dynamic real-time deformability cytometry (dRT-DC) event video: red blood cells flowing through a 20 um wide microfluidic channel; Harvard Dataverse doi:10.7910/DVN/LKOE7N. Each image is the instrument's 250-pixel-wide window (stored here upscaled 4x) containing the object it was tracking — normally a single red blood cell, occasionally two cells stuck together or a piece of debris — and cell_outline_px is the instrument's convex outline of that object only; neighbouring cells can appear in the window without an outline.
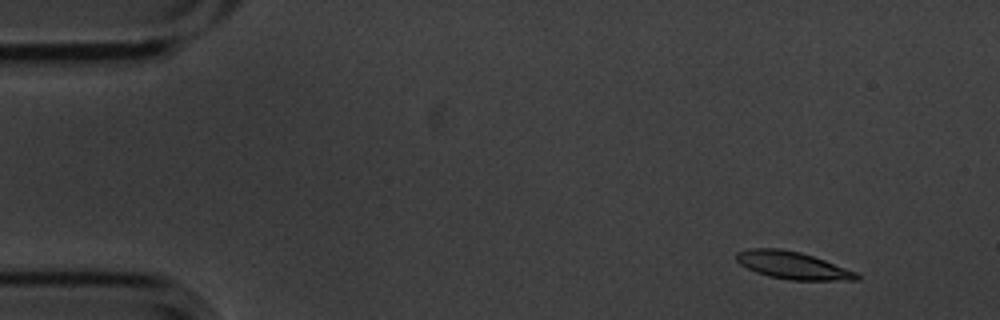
{"species": "common noctule bat (a hibernating species)", "species_latin": "Nyctalus noctula", "temperature_condition": "cold", "stored_images_in_passage": 5, "camera_frame_rate_fps": 3000, "um_per_image_px": 0.085, "animal": {"sex": "male", "body_mass_g": 20.1, "forearm_length_mm": 53.5}, "frame": {"image": 1, "passage_image": 2, "time_ms": 0.333, "image_size_px": [1000, 320], "cell_outline_px": [[860, 280], [788, 280], [768, 276], [756, 272], [740, 264], [736, 260], [736, 252], [748, 248], [780, 248], [800, 252], [824, 260], [856, 272], [860, 276]], "centroid_in_image_um": [67.34, 22.55], "position_along_channel_um": 17.7, "area_um2": 19.19}}
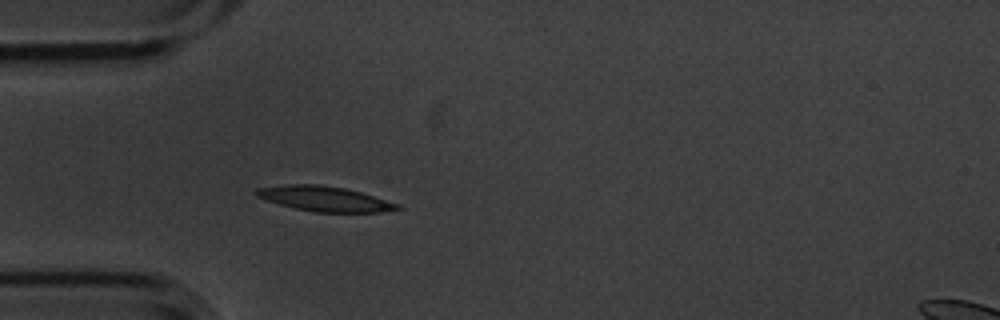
{"frame": {"image": 2, "passage_image": 5, "time_ms": 1.333, "image_size_px": [1000, 320], "cell_outline_px": [[404, 208], [376, 212], [316, 212], [296, 208], [264, 200], [256, 196], [252, 192], [256, 188], [288, 184], [316, 184], [344, 188], [360, 192], [400, 204]], "centroid_in_image_um": [27.55, 16.89], "position_along_channel_um": 57.5, "area_um2": 20.46}}